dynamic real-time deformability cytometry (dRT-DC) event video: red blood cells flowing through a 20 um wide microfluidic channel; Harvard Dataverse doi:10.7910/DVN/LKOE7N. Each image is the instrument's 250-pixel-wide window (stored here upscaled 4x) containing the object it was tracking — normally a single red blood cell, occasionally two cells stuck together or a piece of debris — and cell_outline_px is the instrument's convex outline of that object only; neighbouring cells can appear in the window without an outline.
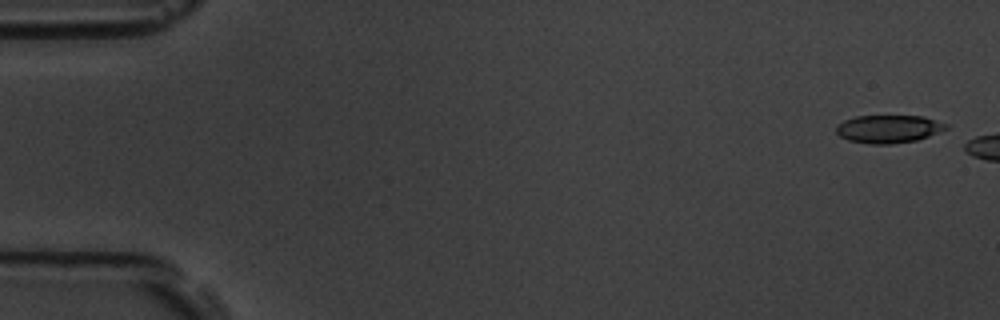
{"species": "common noctule bat (a hibernating species)", "species_latin": "Nyctalus noctula", "temperature_condition": "room temperature", "stored_images_in_passage": 2, "camera_frame_rate_fps": 3000, "um_per_image_px": 0.085, "animal": {"sex": "male", "body_mass_g": 19.5, "forearm_length_mm": 54.6}, "frame": {"image": 1, "passage_image": 1, "time_ms": 0.0, "image_size_px": [1000, 320], "cell_outline_px": [[948, 128], [940, 132], [916, 140], [892, 144], [868, 144], [848, 140], [840, 136], [836, 132], [836, 124], [844, 120], [856, 116], [924, 116], [948, 124]], "centroid_in_image_um": [75.51, 10.96], "position_along_channel_um": 9.5, "area_um2": 17.98}}